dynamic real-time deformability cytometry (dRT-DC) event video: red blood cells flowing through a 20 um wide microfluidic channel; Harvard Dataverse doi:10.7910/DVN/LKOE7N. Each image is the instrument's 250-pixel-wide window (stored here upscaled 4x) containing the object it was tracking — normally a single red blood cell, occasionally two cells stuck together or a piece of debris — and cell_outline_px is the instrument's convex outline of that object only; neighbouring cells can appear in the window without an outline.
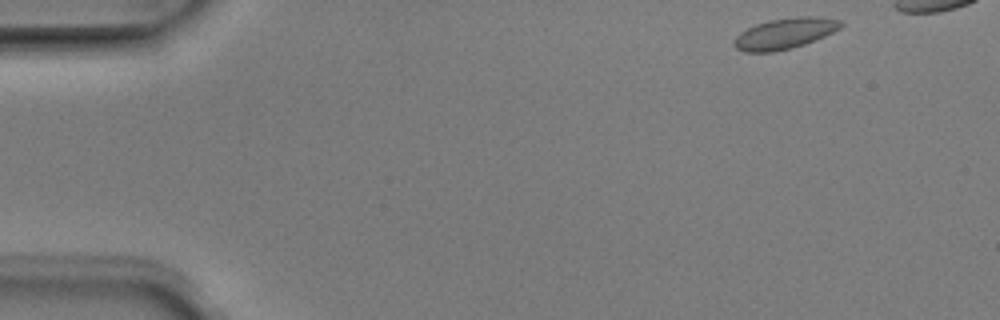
{"species": "Egyptian fruit bat (a non-hibernating species)", "species_latin": "Rousettus aegyptiacus", "temperature_condition": "room temperature", "stored_images_in_passage": 5, "camera_frame_rate_fps": 3000, "um_per_image_px": 0.085, "animal": {"sex": "male"}, "frame": {"image": 1, "passage_image": 1, "time_ms": 0.0, "image_size_px": [1000, 320], "cell_outline_px": [[844, 24], [840, 28], [824, 36], [804, 44], [792, 48], [772, 52], [744, 52], [736, 48], [732, 44], [736, 36], [740, 32], [756, 24], [768, 20], [800, 16], [816, 16], [840, 20]], "centroid_in_image_um": [66.68, 2.84], "position_along_channel_um": 18.3, "area_um2": 19.13}}